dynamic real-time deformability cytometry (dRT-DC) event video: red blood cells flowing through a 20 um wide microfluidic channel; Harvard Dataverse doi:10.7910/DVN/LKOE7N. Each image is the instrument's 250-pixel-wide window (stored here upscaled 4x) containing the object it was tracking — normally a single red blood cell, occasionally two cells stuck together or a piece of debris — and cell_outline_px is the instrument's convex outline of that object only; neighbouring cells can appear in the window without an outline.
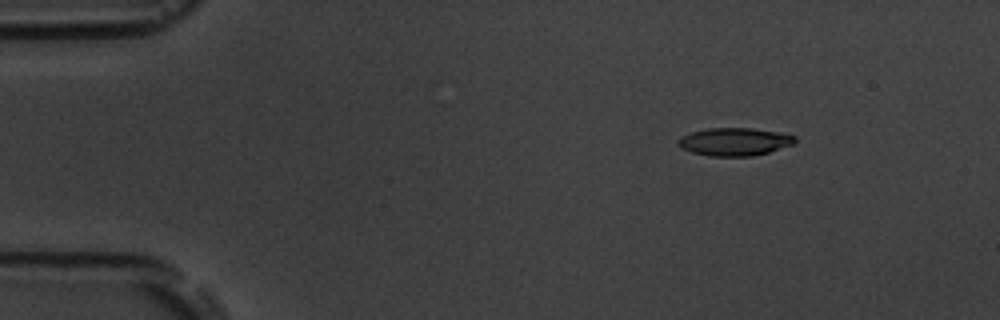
{"species": "common noctule bat (a hibernating species)", "species_latin": "Nyctalus noctula", "temperature_condition": "room temperature", "stored_images_in_passage": 4, "camera_frame_rate_fps": 3000, "um_per_image_px": 0.085, "animal": {"sex": "male", "body_mass_g": 19.5, "forearm_length_mm": 54.6}, "frame": {"image": 1, "passage_image": 2, "time_ms": 1.333, "image_size_px": [1000, 320], "cell_outline_px": [[796, 140], [792, 144], [768, 152], [752, 156], [708, 156], [692, 152], [680, 148], [676, 144], [676, 140], [680, 136], [692, 132], [708, 128], [752, 128], [780, 132], [796, 136]], "centroid_in_image_um": [62.38, 12.04], "position_along_channel_um": 22.6, "area_um2": 19.07}}